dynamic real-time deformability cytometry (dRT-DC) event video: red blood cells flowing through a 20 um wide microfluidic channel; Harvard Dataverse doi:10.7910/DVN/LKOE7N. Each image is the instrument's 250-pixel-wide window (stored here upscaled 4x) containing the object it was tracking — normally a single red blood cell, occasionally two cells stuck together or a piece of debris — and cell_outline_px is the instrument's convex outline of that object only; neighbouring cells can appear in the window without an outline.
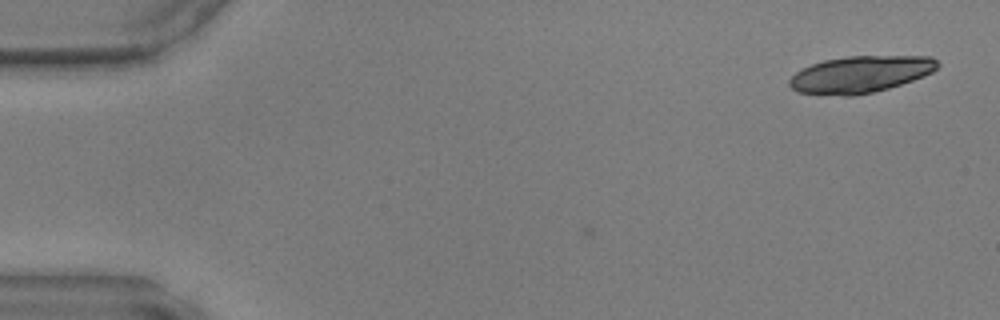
{"species": "common noctule bat (a hibernating species)", "species_latin": "Nyctalus noctula", "temperature_condition": "warm", "stored_images_in_passage": 4, "camera_frame_rate_fps": 3000, "um_per_image_px": 0.085, "animal": {"sex": "male", "body_mass_g": 17.9, "forearm_length_mm": 54.2}, "frame": {"image": 1, "passage_image": 1, "time_ms": 0.0, "image_size_px": [1000, 320], "cell_outline_px": [[940, 64], [932, 72], [924, 76], [888, 88], [872, 92], [852, 96], [844, 96], [796, 92], [788, 84], [788, 80], [796, 72], [812, 64], [824, 60], [848, 56], [932, 56]], "centroid_in_image_um": [73.13, 6.31], "position_along_channel_um": 11.9, "area_um2": 31.62}}